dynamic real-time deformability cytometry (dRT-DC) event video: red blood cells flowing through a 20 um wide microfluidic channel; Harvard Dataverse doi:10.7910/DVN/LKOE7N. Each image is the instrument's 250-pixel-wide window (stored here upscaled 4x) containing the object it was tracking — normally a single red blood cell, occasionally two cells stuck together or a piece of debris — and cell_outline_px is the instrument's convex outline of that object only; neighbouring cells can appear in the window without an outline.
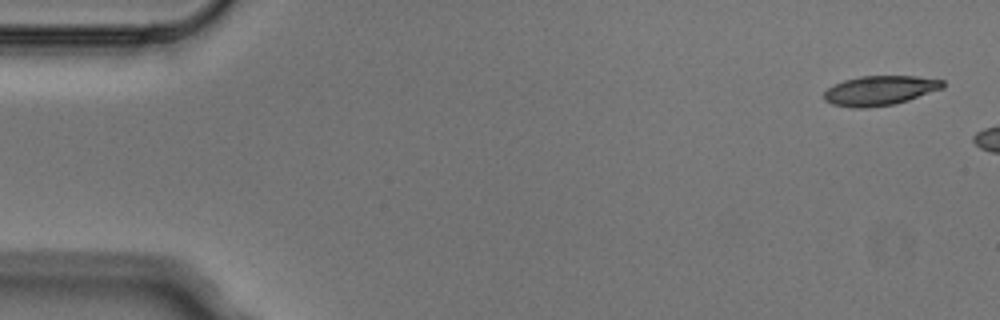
{"species": "Egyptian fruit bat (a non-hibernating species)", "species_latin": "Rousettus aegyptiacus", "temperature_condition": "cold", "stored_images_in_passage": 3, "camera_frame_rate_fps": 3000, "um_per_image_px": 0.085, "animal": {"sex": "male"}, "frame": {"image": 1, "passage_image": 1, "time_ms": 0.0, "image_size_px": [1000, 320], "cell_outline_px": [[944, 88], [908, 100], [892, 104], [868, 108], [852, 108], [832, 104], [824, 100], [824, 92], [832, 84], [844, 80], [860, 76], [916, 76], [944, 80]], "centroid_in_image_um": [74.77, 7.69], "position_along_channel_um": 10.2, "area_um2": 20.58}}